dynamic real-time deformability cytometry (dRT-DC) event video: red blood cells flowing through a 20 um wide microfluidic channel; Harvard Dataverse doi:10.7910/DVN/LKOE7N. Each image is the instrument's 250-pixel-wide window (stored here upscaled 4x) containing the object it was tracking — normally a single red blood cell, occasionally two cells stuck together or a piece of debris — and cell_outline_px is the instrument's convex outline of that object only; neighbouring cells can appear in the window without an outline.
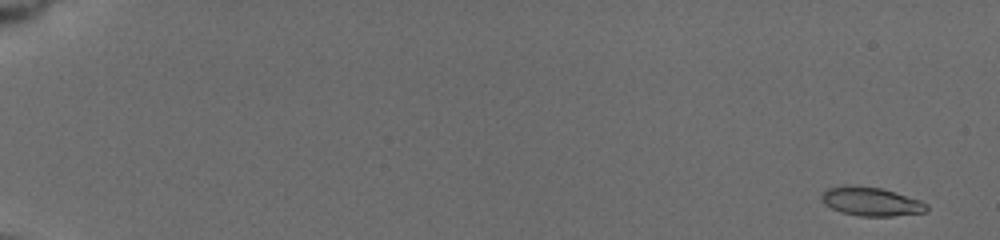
{"species": "common noctule bat (a hibernating species)", "species_latin": "Nyctalus noctula", "temperature_condition": "cold", "stored_images_in_passage": 33, "camera_frame_rate_fps": 3000, "um_per_image_px": 0.085, "animal": {"sex": "female", "body_mass_g": 19.5, "forearm_length_mm": 54.1}, "frame": {"image": 1, "passage_image": 1, "time_ms": 0.0, "image_size_px": [1000, 240], "cell_outline_px": [[928, 212], [892, 216], [860, 216], [840, 212], [824, 204], [820, 200], [820, 196], [828, 188], [844, 184], [852, 184], [880, 188], [920, 200], [928, 204]], "centroid_in_image_um": [74.02, 17.12], "position_along_channel_um": 11.0, "area_um2": 17.8}}
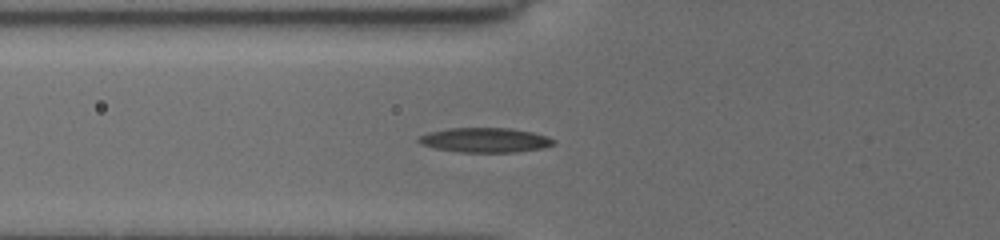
{"frame": {"image": 2, "passage_image": 20, "time_ms": 7.0, "image_size_px": [1000, 240], "cell_outline_px": [[556, 144], [544, 148], [516, 152], [460, 152], [436, 148], [420, 144], [416, 140], [420, 136], [428, 132], [448, 128], [512, 128], [532, 132], [556, 140]], "centroid_in_image_um": [41.24, 11.9], "position_along_channel_um": 84.6, "area_um2": 19.42}}
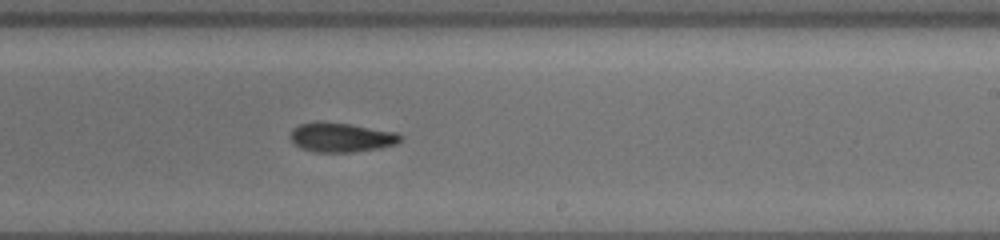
{"frame": {"image": 3, "passage_image": 33, "time_ms": 11.667, "image_size_px": [1000, 240], "cell_outline_px": [[404, 140], [396, 144], [380, 148], [356, 152], [312, 152], [300, 148], [292, 144], [288, 136], [292, 128], [300, 124], [348, 124], [396, 132], [404, 136]], "centroid_in_image_um": [29.02, 11.72], "position_along_channel_um": 260.0, "area_um2": 18.67}}